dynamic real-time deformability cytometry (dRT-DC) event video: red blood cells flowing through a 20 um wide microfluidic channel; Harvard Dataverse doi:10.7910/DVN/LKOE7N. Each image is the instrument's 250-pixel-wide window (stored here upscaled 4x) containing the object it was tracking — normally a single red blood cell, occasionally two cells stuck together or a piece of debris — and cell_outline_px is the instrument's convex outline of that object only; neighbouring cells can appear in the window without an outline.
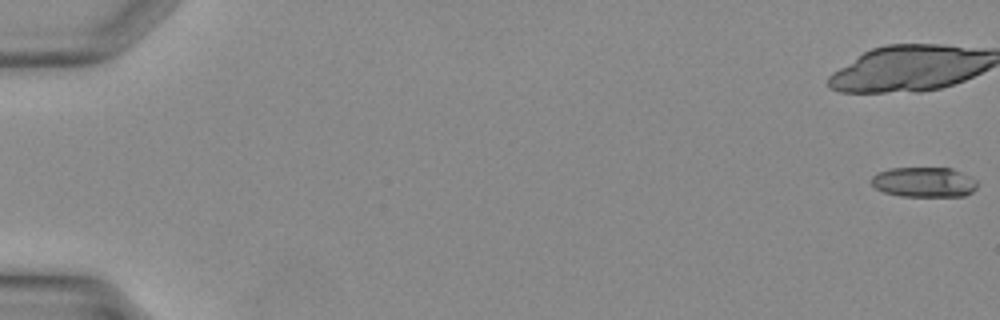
{"species": "Egyptian fruit bat (a non-hibernating species)", "species_latin": "Rousettus aegyptiacus", "temperature_condition": "warm", "stored_images_in_passage": 11, "camera_frame_rate_fps": 3000, "um_per_image_px": 0.085, "animal": {"sex": "female"}, "frame": {"image": 1, "passage_image": 1, "time_ms": 0.0, "image_size_px": [1000, 320], "cell_outline_px": [[976, 188], [972, 192], [964, 196], [900, 196], [884, 192], [876, 188], [872, 184], [872, 176], [876, 172], [892, 168], [952, 168], [976, 180]], "centroid_in_image_um": [78.53, 15.48], "position_along_channel_um": 6.5, "area_um2": 18.44}}